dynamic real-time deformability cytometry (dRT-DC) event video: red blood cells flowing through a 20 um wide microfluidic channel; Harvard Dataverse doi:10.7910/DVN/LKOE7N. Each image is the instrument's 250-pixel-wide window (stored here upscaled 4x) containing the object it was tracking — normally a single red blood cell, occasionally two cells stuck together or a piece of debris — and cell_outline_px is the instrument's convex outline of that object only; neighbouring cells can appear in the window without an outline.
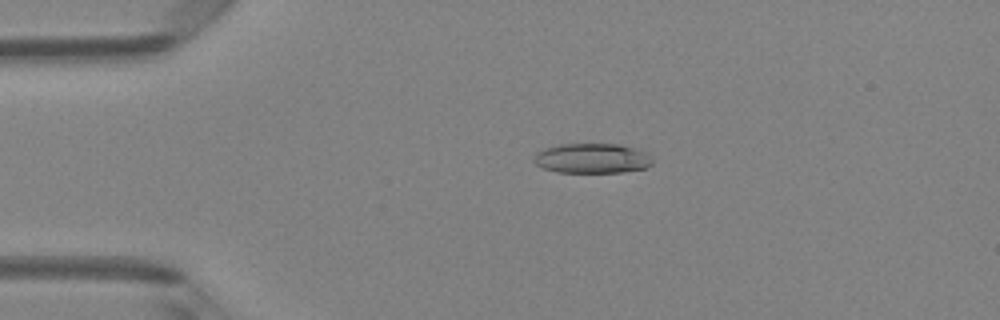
{"species": "Egyptian fruit bat (a non-hibernating species)", "species_latin": "Rousettus aegyptiacus", "temperature_condition": "room temperature", "stored_images_in_passage": 4, "camera_frame_rate_fps": 3000, "um_per_image_px": 0.085, "animal": {"sex": "female"}, "frame": {"image": 1, "passage_image": 3, "time_ms": 0.667, "image_size_px": [1000, 320], "cell_outline_px": [[652, 164], [648, 168], [624, 172], [556, 172], [544, 168], [536, 164], [532, 160], [536, 152], [544, 148], [560, 144], [620, 144], [636, 148], [644, 152], [652, 160]], "centroid_in_image_um": [50.32, 13.46], "position_along_channel_um": 34.7, "area_um2": 20.75}}